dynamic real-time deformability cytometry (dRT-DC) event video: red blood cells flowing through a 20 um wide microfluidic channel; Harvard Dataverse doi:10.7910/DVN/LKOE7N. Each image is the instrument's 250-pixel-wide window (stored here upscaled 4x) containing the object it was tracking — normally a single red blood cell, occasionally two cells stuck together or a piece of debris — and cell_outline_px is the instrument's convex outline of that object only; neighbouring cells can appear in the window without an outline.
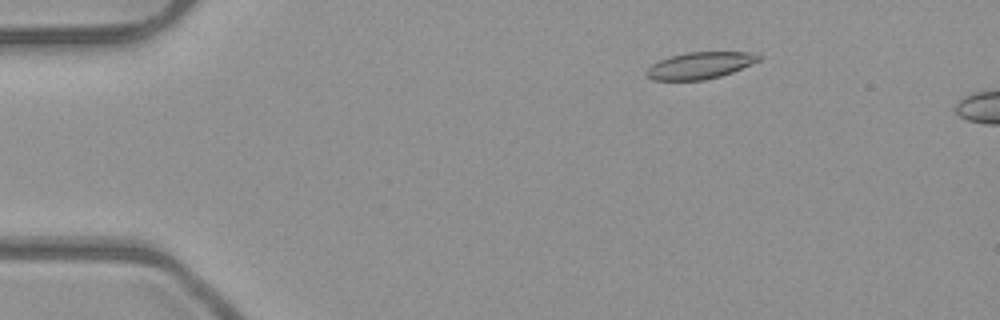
{"species": "common noctule bat (a hibernating species)", "species_latin": "Nyctalus noctula", "temperature_condition": "room temperature", "stored_images_in_passage": 12, "camera_frame_rate_fps": 3000, "um_per_image_px": 0.085, "animal": {"sex": "male", "body_mass_g": 23.1, "forearm_length_mm": 52.7}, "frame": {"image": 1, "passage_image": 6, "time_ms": 1.667, "image_size_px": [1000, 320], "cell_outline_px": [[760, 60], [732, 72], [720, 76], [704, 80], [652, 80], [644, 72], [652, 64], [660, 60], [672, 56], [688, 52], [756, 52], [760, 56]], "centroid_in_image_um": [59.5, 5.56], "position_along_channel_um": 25.5, "area_um2": 17.34}}